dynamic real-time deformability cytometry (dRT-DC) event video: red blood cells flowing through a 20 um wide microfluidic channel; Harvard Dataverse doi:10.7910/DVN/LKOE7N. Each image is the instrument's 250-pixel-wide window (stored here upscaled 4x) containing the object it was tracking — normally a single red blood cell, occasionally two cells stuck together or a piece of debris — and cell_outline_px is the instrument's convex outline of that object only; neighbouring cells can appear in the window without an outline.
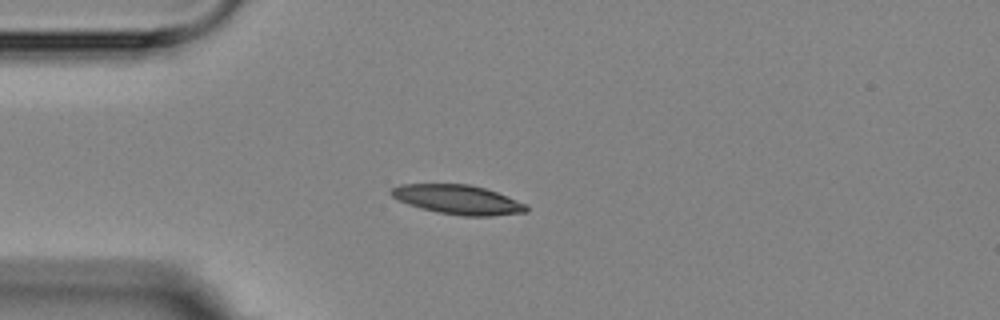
{"species": "Egyptian fruit bat (a non-hibernating species)", "species_latin": "Rousettus aegyptiacus", "temperature_condition": "room temperature", "stored_images_in_passage": 3, "camera_frame_rate_fps": 3000, "um_per_image_px": 0.085, "animal": {"sex": "female"}, "frame": {"image": 1, "passage_image": 1, "time_ms": 0.0, "image_size_px": [1000, 320], "cell_outline_px": [[528, 212], [492, 216], [464, 216], [436, 212], [420, 208], [408, 204], [392, 196], [388, 192], [392, 188], [400, 184], [468, 184], [484, 188], [496, 192], [528, 204]], "centroid_in_image_um": [38.94, 16.97], "position_along_channel_um": 46.1, "area_um2": 23.12}}
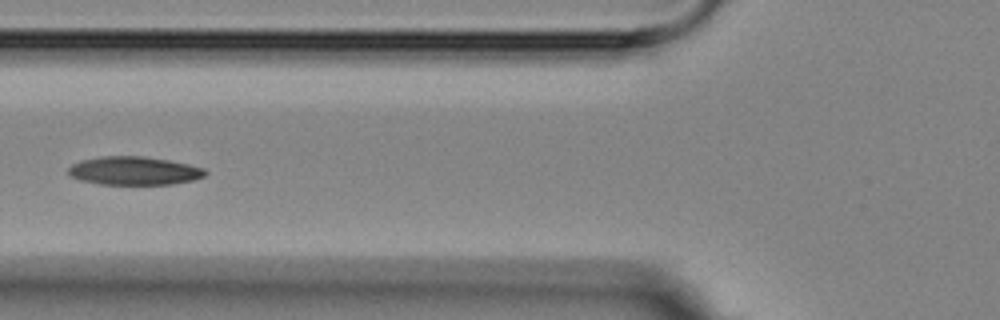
{"frame": {"image": 2, "passage_image": 3, "time_ms": 2.333, "image_size_px": [1000, 320], "cell_outline_px": [[208, 172], [204, 176], [192, 180], [172, 184], [100, 184], [80, 180], [72, 176], [68, 172], [68, 168], [72, 164], [80, 160], [100, 156], [144, 156], [168, 160], [188, 164], [204, 168]], "centroid_in_image_um": [11.39, 14.51], "position_along_channel_um": 114.4, "area_um2": 22.6}}